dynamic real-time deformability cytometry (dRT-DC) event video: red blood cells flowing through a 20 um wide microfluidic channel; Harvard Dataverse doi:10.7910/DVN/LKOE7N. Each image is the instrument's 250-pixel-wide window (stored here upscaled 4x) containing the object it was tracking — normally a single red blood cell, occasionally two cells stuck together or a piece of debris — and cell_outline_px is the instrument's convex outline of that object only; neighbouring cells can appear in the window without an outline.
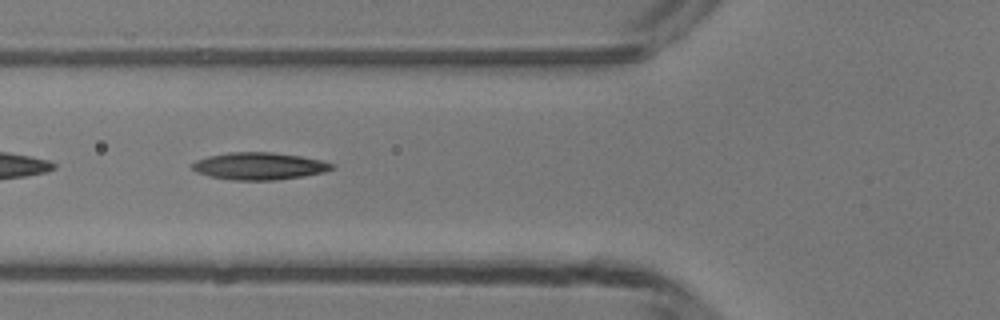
{"species": "common noctule bat (a hibernating species)", "species_latin": "Nyctalus noctula", "temperature_condition": "room temperature", "stored_images_in_passage": 38, "camera_frame_rate_fps": 3000, "um_per_image_px": 0.085, "animal": {"sex": "male", "body_mass_g": 13.3}, "frame": {"image": 1, "passage_image": 8, "time_ms": 2.333, "image_size_px": [1000, 320], "cell_outline_px": [[336, 168], [324, 172], [304, 176], [276, 180], [232, 180], [212, 176], [196, 172], [192, 168], [192, 164], [196, 160], [208, 156], [228, 152], [272, 152], [300, 156], [320, 160], [336, 164]], "centroid_in_image_um": [22.07, 14.11], "position_along_channel_um": 103.7, "area_um2": 22.2}}
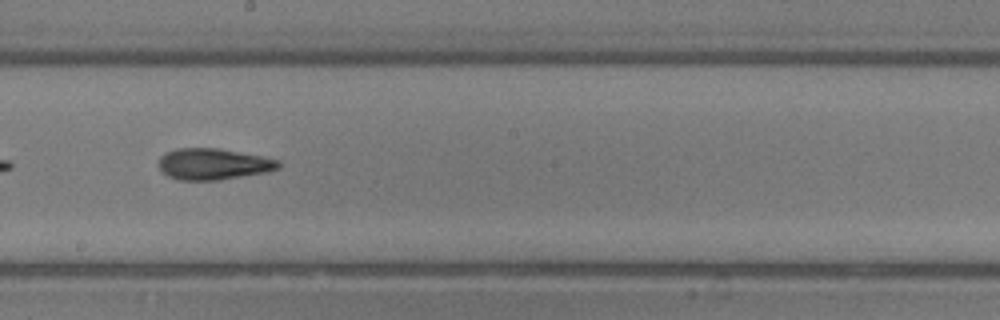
{"frame": {"image": 2, "passage_image": 17, "time_ms": 5.333, "image_size_px": [1000, 320], "cell_outline_px": [[280, 168], [268, 172], [220, 180], [180, 180], [168, 176], [160, 168], [160, 156], [164, 152], [176, 148], [220, 148], [280, 160]], "centroid_in_image_um": [18.15, 13.94], "position_along_channel_um": 230.1, "area_um2": 21.91}}
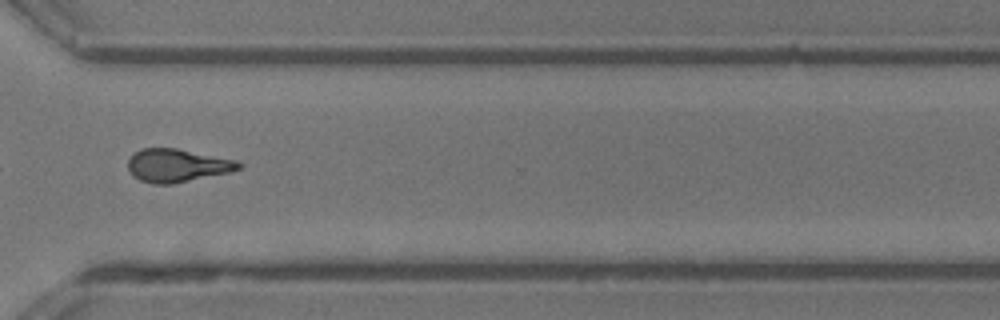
{"frame": {"image": 3, "passage_image": 26, "time_ms": 8.333, "image_size_px": [1000, 320], "cell_outline_px": [[244, 164], [240, 168], [232, 172], [172, 184], [152, 184], [140, 180], [132, 176], [128, 168], [128, 160], [140, 148], [176, 148], [236, 160]], "centroid_in_image_um": [15.07, 14.07], "position_along_channel_um": 355.5, "area_um2": 21.44}}